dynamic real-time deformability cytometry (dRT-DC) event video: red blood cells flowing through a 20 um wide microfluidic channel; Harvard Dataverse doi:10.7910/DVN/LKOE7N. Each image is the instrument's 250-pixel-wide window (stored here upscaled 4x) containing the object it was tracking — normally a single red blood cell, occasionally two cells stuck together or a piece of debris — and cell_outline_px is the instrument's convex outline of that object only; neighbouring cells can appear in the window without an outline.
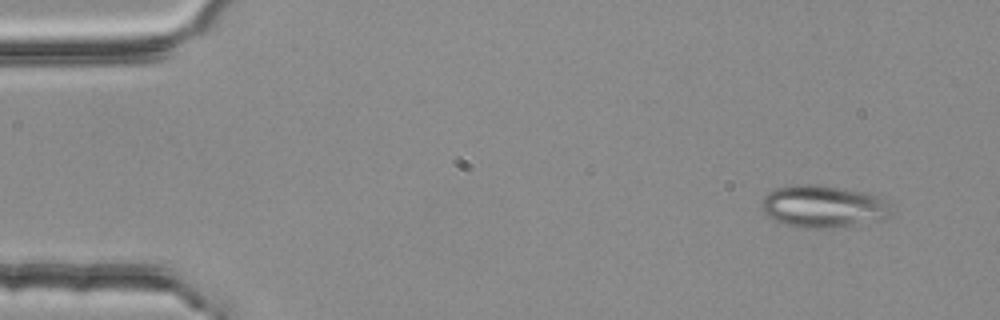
{"species": "common noctule bat (a hibernating species)", "species_latin": "Nyctalus noctula", "temperature_condition": "room temperature", "stored_images_in_passage": 3, "camera_frame_rate_fps": 3000, "um_per_image_px": 0.085, "animal": {"sex": "female", "body_mass_g": 25.1}, "frame": {"image": 1, "passage_image": 1, "time_ms": 0.0, "image_size_px": [1000, 320], "cell_outline_px": [[892, 200], [888, 216], [884, 220], [832, 228], [804, 228], [784, 224], [772, 220], [760, 208], [760, 200], [764, 196], [776, 188], [792, 184], [816, 184], [864, 192]], "centroid_in_image_um": [69.97, 17.55], "position_along_channel_um": 15.0, "area_um2": 32.43}}